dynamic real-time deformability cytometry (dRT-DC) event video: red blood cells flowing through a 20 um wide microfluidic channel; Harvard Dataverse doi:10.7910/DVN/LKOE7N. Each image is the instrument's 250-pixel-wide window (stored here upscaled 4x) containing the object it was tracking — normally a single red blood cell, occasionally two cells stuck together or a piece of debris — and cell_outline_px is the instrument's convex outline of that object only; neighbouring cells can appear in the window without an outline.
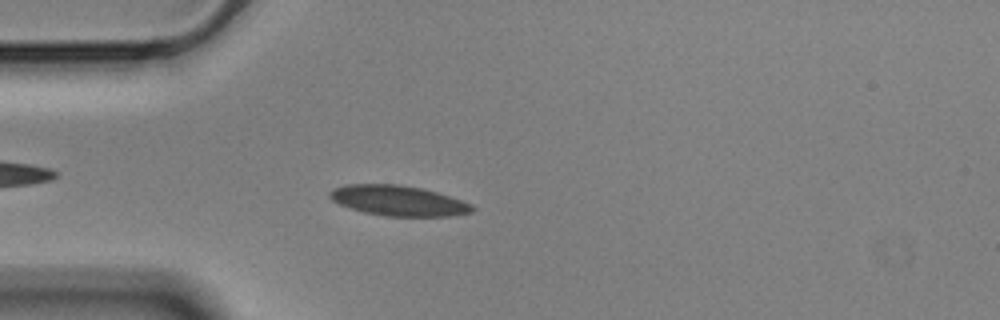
{"species": "Egyptian fruit bat (a non-hibernating species)", "species_latin": "Rousettus aegyptiacus", "temperature_condition": "cold", "stored_images_in_passage": 55, "camera_frame_rate_fps": 3000, "um_per_image_px": 0.085, "animal": {"sex": "male"}, "frame": {"image": 1, "passage_image": 14, "time_ms": 4.333, "image_size_px": [1000, 320], "cell_outline_px": [[476, 208], [472, 212], [448, 216], [384, 216], [364, 212], [348, 208], [332, 200], [328, 196], [328, 192], [332, 188], [344, 184], [396, 184], [420, 188], [436, 192], [472, 204]], "centroid_in_image_um": [33.8, 17.05], "position_along_channel_um": 51.2, "area_um2": 25.14}}
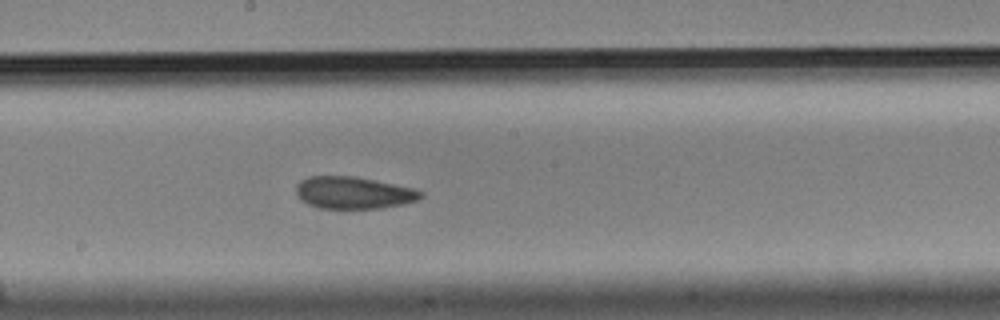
{"frame": {"image": 2, "passage_image": 29, "time_ms": 9.333, "image_size_px": [1000, 320], "cell_outline_px": [[424, 196], [416, 200], [404, 204], [380, 208], [316, 208], [308, 204], [296, 192], [296, 184], [300, 180], [308, 176], [352, 176], [412, 188], [424, 192]], "centroid_in_image_um": [30.04, 16.38], "position_along_channel_um": 218.2, "area_um2": 23.06}}
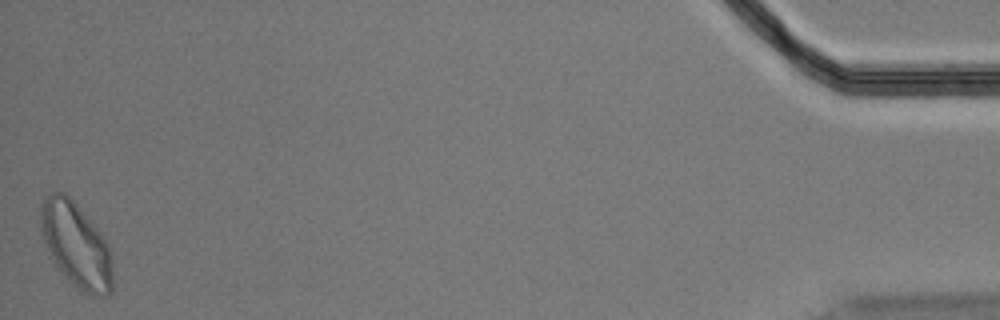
{"frame": {"image": 3, "passage_image": 55, "time_ms": 18.0, "image_size_px": [1000, 320], "cell_outline_px": [[112, 292], [108, 296], [88, 296], [56, 268], [48, 256], [40, 228], [40, 204], [44, 196], [52, 192], [64, 192], [76, 204], [100, 232], [108, 244], [112, 256]], "centroid_in_image_um": [6.45, 20.84], "position_along_channel_um": 428.8, "area_um2": 36.01}, "authors_computed_cell_mechanics": {"area_um2": 24.1604, "velocity_mm_per_s": 3.5108, "shape_relaxation_time_tau1_ms": 7.8584, "shape_relaxation_time_tau2_ms": 3.5531, "deformation_change_tau1": 0.1434, "deformation_change_tau2": 0.0764}}